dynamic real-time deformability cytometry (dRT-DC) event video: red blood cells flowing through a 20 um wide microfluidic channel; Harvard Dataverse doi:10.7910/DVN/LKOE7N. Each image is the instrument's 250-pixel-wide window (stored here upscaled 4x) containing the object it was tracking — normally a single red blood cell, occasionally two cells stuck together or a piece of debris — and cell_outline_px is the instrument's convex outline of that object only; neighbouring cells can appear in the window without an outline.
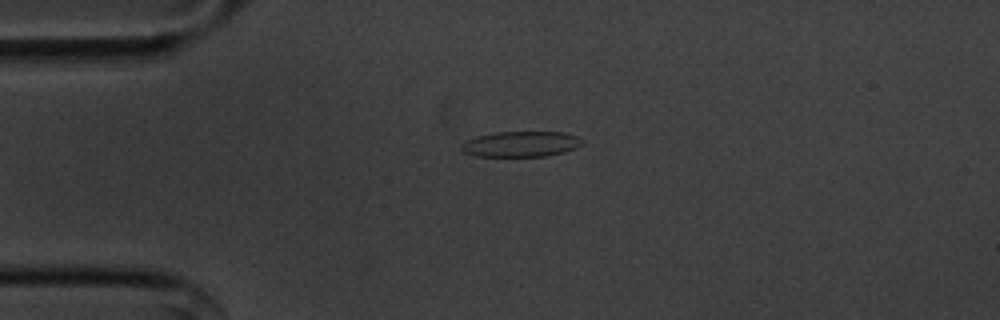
{"species": "common noctule bat (a hibernating species)", "species_latin": "Nyctalus noctula", "temperature_condition": "cold", "stored_images_in_passage": 44, "camera_frame_rate_fps": 3000, "um_per_image_px": 0.085, "animal": {"sex": "male", "body_mass_g": 20.1, "forearm_length_mm": 53.5}, "frame": {"image": 1, "passage_image": 2, "time_ms": 0.333, "image_size_px": [1000, 320], "cell_outline_px": [[584, 144], [576, 148], [564, 152], [548, 156], [476, 156], [464, 152], [460, 148], [460, 144], [476, 136], [496, 132], [564, 132], [576, 136], [584, 140]], "centroid_in_image_um": [44.3, 12.24], "position_along_channel_um": 40.7, "area_um2": 18.09}}
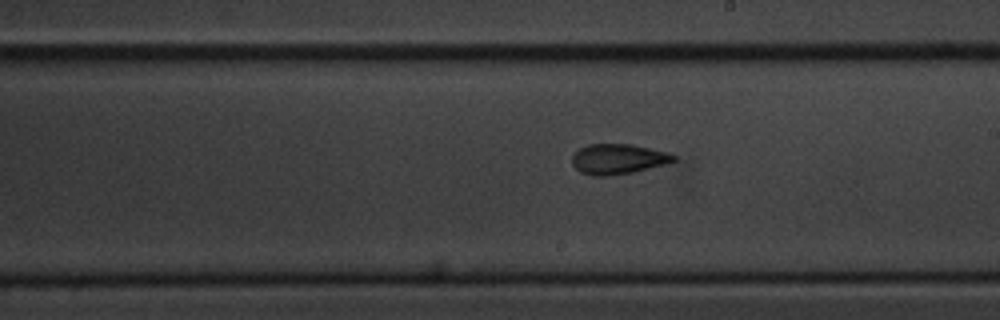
{"frame": {"image": 2, "passage_image": 20, "time_ms": 6.333, "image_size_px": [1000, 320], "cell_outline_px": [[676, 160], [664, 164], [632, 172], [608, 176], [592, 176], [580, 172], [572, 164], [572, 156], [580, 148], [588, 144], [632, 144], [668, 152], [676, 156]], "centroid_in_image_um": [52.51, 13.51], "position_along_channel_um": 236.5, "area_um2": 17.8}}
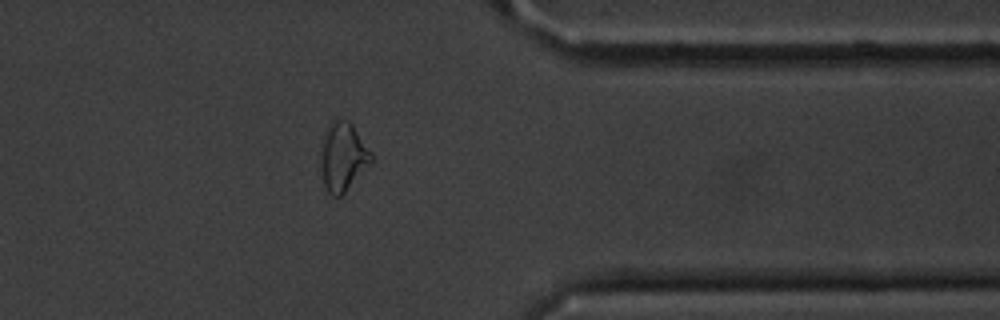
{"frame": {"image": 3, "passage_image": 33, "time_ms": 10.667, "image_size_px": [1000, 320], "cell_outline_px": [[372, 160], [344, 192], [340, 196], [332, 196], [328, 192], [324, 184], [320, 152], [328, 128], [332, 120], [348, 120], [352, 124], [372, 152]], "centroid_in_image_um": [29.15, 13.31], "position_along_channel_um": 382.2, "area_um2": 19.42}, "authors_computed_cell_mechanics": {"area_um2": 18.0047, "velocity_mm_per_s": 3.6268, "shape_relaxation_time_tau1_ms": 4.8196, "shape_relaxation_time_tau2_ms": 2.3605, "deformation_change_tau1": 0.1548, "deformation_change_tau2": 0.0926}}